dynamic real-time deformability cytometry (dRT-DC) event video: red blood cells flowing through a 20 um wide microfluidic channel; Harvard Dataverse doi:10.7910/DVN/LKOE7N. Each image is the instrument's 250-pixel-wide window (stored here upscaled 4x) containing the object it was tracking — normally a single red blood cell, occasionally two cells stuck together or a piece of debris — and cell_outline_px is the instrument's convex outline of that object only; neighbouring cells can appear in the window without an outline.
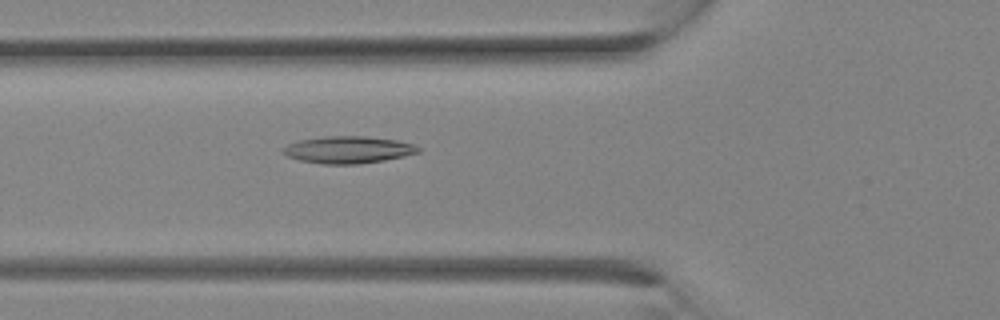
{"species": "Egyptian fruit bat (a non-hibernating species)", "species_latin": "Rousettus aegyptiacus", "temperature_condition": "room temperature", "stored_images_in_passage": 11, "camera_frame_rate_fps": 3000, "um_per_image_px": 0.085, "animal": {"sex": "female"}, "frame": {"image": 1, "passage_image": 11, "time_ms": 3.333, "image_size_px": [1000, 320], "cell_outline_px": [[420, 152], [404, 156], [384, 160], [356, 164], [320, 164], [300, 160], [288, 156], [284, 152], [284, 148], [288, 144], [300, 140], [324, 136], [364, 136], [396, 140], [412, 144], [420, 148]], "centroid_in_image_um": [29.61, 12.73], "position_along_channel_um": 96.2, "area_um2": 21.1}}